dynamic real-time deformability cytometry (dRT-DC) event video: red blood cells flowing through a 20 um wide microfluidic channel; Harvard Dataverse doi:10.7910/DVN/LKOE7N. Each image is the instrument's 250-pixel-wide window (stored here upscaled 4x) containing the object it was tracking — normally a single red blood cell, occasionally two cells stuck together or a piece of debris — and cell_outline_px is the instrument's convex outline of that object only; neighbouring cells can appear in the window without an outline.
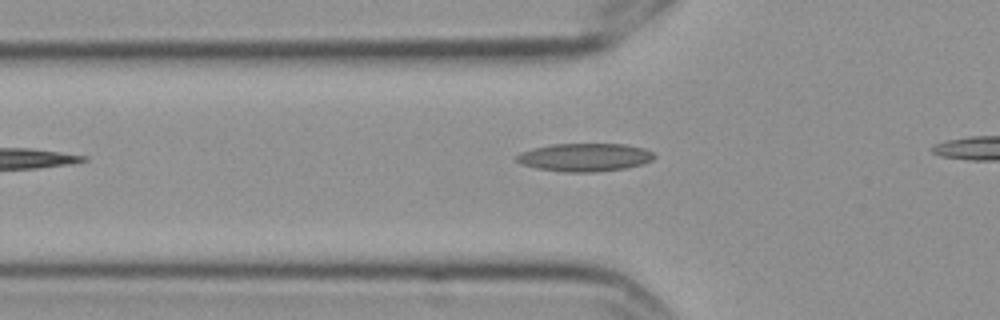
{"species": "Egyptian fruit bat (a non-hibernating species)", "species_latin": "Rousettus aegyptiacus", "temperature_condition": "cold", "stored_images_in_passage": 4, "camera_frame_rate_fps": 3000, "um_per_image_px": 0.085, "frame": {"image": 1, "passage_image": 4, "time_ms": 1.0, "image_size_px": [1000, 320], "cell_outline_px": [[656, 156], [652, 160], [640, 164], [624, 168], [596, 172], [564, 172], [536, 168], [520, 164], [516, 160], [516, 156], [520, 152], [532, 148], [552, 144], [624, 144], [644, 148], [652, 152]], "centroid_in_image_um": [49.67, 13.37], "position_along_channel_um": 76.1, "area_um2": 22.54}}